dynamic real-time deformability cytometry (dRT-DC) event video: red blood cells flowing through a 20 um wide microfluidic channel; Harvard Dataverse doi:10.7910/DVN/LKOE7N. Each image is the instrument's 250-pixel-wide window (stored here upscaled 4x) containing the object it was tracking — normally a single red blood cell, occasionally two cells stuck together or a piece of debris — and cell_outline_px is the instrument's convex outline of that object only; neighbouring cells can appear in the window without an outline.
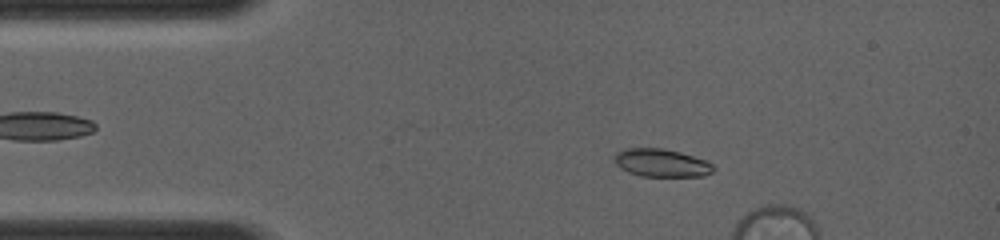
{"species": "common noctule bat (a hibernating species)", "species_latin": "Nyctalus noctula", "temperature_condition": "room temperature", "stored_images_in_passage": 6, "camera_frame_rate_fps": 4000, "um_per_image_px": 0.085, "animal": {"sex": "female", "body_mass_g": 19.0, "forearm_length_mm": 56.7}, "frame": {"image": 1, "passage_image": 4, "time_ms": 1.5, "image_size_px": [1000, 240], "cell_outline_px": [[716, 168], [712, 172], [704, 176], [640, 176], [628, 172], [620, 168], [612, 160], [616, 152], [624, 148], [664, 148], [680, 152], [708, 160]], "centroid_in_image_um": [56.22, 13.84], "position_along_channel_um": 28.8, "area_um2": 16.42}}